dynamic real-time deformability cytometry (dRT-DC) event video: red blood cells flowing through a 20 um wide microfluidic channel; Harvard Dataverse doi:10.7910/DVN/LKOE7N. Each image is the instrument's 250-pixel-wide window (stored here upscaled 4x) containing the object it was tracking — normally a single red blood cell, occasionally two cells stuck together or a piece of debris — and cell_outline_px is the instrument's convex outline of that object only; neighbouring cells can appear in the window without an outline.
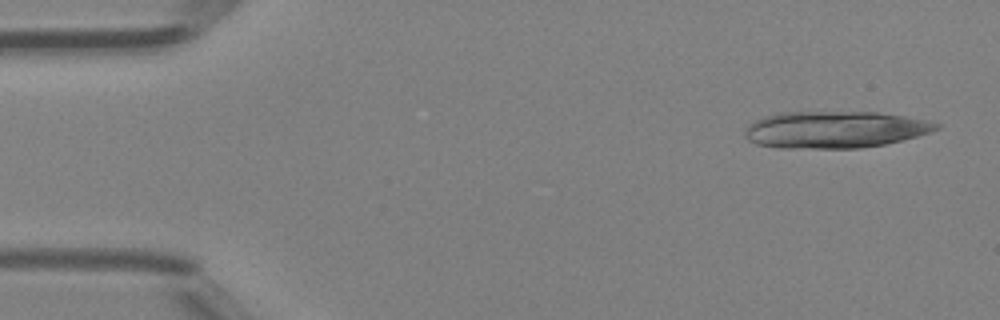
{"species": "Egyptian fruit bat (a non-hibernating species)", "species_latin": "Rousettus aegyptiacus", "temperature_condition": "room temperature", "stored_images_in_passage": 7, "camera_frame_rate_fps": 3000, "um_per_image_px": 0.085, "animal": {"sex": "female"}, "frame": {"image": 1, "passage_image": 1, "time_ms": 0.0, "image_size_px": [1000, 320], "cell_outline_px": [[940, 128], [916, 136], [884, 144], [860, 148], [776, 148], [756, 144], [748, 140], [744, 128], [748, 124], [764, 116], [780, 112], [880, 112], [904, 116], [924, 120], [940, 124]], "centroid_in_image_um": [70.9, 11.01], "position_along_channel_um": 14.1, "area_um2": 41.04}}
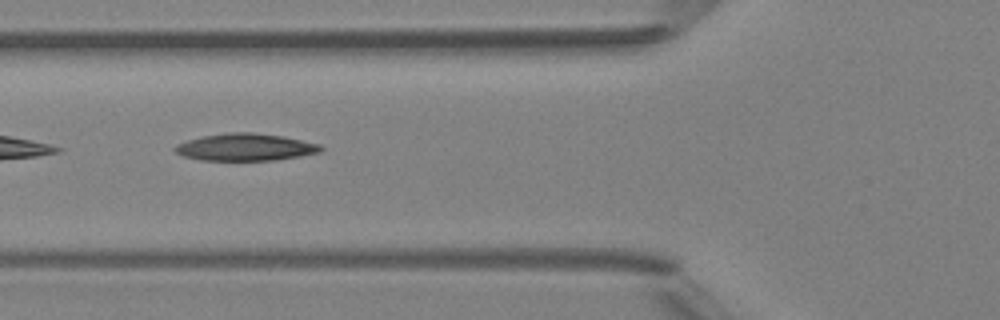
{"frame": {"image": 2, "passage_image": 5, "time_ms": 5.333, "image_size_px": [1000, 320], "cell_outline_px": [[324, 148], [320, 152], [300, 156], [272, 160], [200, 160], [180, 156], [172, 148], [176, 144], [188, 140], [204, 136], [228, 132], [252, 132], [284, 136], [320, 144]], "centroid_in_image_um": [20.84, 12.51], "position_along_channel_um": 105.0, "area_um2": 23.18}}
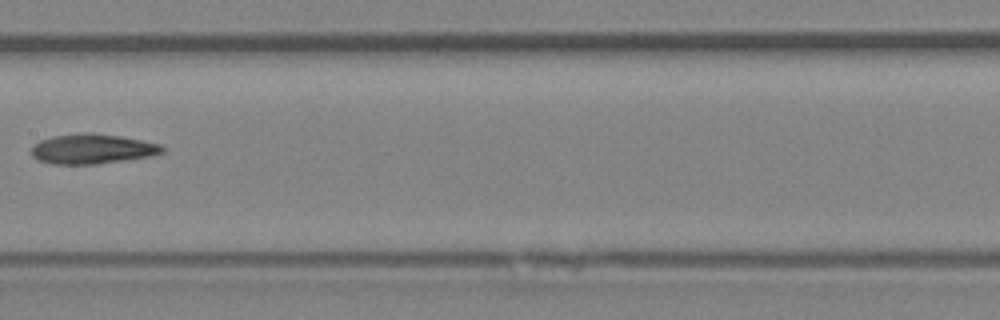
{"frame": {"image": 3, "passage_image": 7, "time_ms": 7.667, "image_size_px": [1000, 320], "cell_outline_px": [[164, 152], [152, 156], [96, 164], [52, 164], [36, 160], [32, 156], [32, 148], [40, 140], [52, 136], [88, 132], [92, 132], [120, 136], [160, 144], [164, 148]], "centroid_in_image_um": [7.83, 12.66], "position_along_channel_um": 199.6, "area_um2": 22.77}}